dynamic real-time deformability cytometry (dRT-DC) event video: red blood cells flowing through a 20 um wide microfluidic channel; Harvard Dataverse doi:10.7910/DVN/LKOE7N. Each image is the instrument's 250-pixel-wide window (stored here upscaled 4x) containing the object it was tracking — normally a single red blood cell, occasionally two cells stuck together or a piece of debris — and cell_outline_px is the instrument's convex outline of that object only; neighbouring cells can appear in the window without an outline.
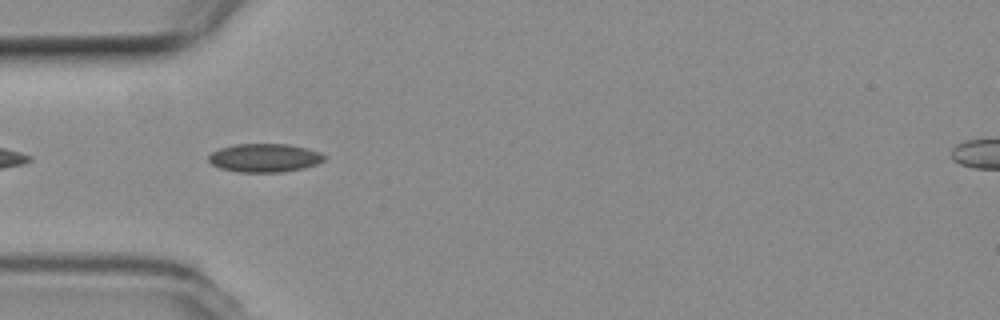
{"species": "common noctule bat (a hibernating species)", "species_latin": "Nyctalus noctula", "temperature_condition": "room temperature", "stored_images_in_passage": 9, "camera_frame_rate_fps": 3000, "um_per_image_px": 0.085, "animal": {"sex": "female", "body_mass_g": 19.3, "forearm_length_mm": 54.1}, "frame": {"image": 1, "passage_image": 3, "time_ms": 0.667, "image_size_px": [1000, 320], "cell_outline_px": [[324, 160], [316, 164], [304, 168], [280, 172], [240, 172], [220, 168], [212, 164], [208, 160], [208, 156], [212, 152], [220, 148], [236, 144], [288, 144], [320, 152], [324, 156]], "centroid_in_image_um": [22.46, 13.42], "position_along_channel_um": 62.5, "area_um2": 19.02}}
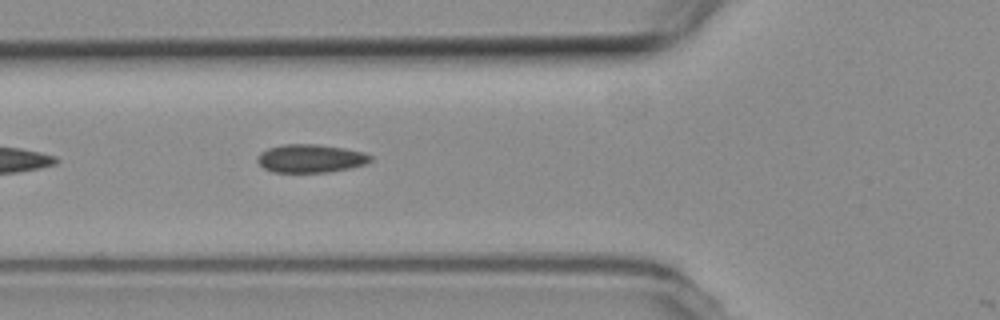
{"frame": {"image": 2, "passage_image": 6, "time_ms": 1.667, "image_size_px": [1000, 320], "cell_outline_px": [[372, 160], [364, 164], [348, 168], [328, 172], [272, 172], [264, 168], [256, 160], [260, 152], [268, 148], [284, 144], [316, 144], [344, 148], [364, 152], [372, 156]], "centroid_in_image_um": [26.38, 13.46], "position_along_channel_um": 99.4, "area_um2": 18.55}}